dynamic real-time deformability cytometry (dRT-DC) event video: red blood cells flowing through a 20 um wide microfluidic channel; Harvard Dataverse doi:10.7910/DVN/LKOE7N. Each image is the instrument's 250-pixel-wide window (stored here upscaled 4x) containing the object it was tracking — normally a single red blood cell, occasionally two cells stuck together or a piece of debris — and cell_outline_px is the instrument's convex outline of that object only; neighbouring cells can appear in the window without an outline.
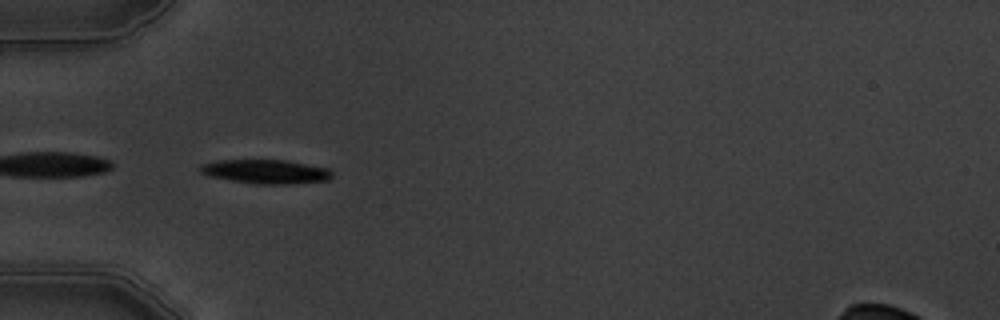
{"species": "common noctule bat (a hibernating species)", "species_latin": "Nyctalus noctula", "temperature_condition": "warm", "stored_images_in_passage": 11, "camera_frame_rate_fps": 3000, "um_per_image_px": 0.085, "animal": {"sex": "male", "body_mass_g": 19.5, "forearm_length_mm": 54.6}, "frame": {"image": 1, "passage_image": 5, "time_ms": 5.333, "image_size_px": [1000, 320], "cell_outline_px": [[332, 176], [328, 180], [284, 184], [260, 184], [232, 180], [208, 176], [200, 172], [200, 164], [220, 160], [288, 160], [328, 168], [332, 172]], "centroid_in_image_um": [22.59, 14.57], "position_along_channel_um": 62.4, "area_um2": 18.32}}